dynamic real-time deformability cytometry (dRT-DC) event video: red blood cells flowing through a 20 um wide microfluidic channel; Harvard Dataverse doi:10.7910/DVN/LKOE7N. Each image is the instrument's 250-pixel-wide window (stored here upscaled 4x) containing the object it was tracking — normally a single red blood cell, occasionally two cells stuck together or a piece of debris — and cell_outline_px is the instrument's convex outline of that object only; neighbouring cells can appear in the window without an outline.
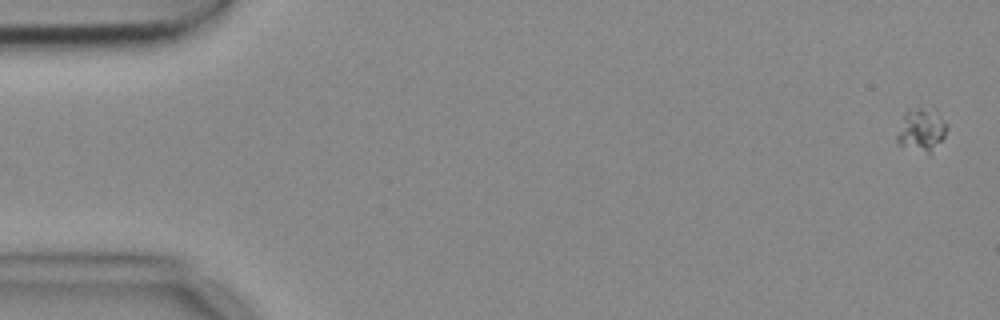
{"species": "common noctule bat (a hibernating species)", "species_latin": "Nyctalus noctula", "temperature_condition": "cold", "stored_images_in_passage": 3, "camera_frame_rate_fps": 3000, "um_per_image_px": 0.085, "animal": {"sex": "female", "body_mass_g": 18.4}, "frame": {"image": 1, "passage_image": 1, "time_ms": 0.0, "image_size_px": [1000, 320], "cell_outline_px": [[948, 128], [944, 136], [928, 152], [900, 144], [896, 140], [896, 136], [904, 112], [908, 108], [920, 108], [948, 124]], "centroid_in_image_um": [78.24, 11.03], "position_along_channel_um": 6.8, "area_um2": 11.33}}